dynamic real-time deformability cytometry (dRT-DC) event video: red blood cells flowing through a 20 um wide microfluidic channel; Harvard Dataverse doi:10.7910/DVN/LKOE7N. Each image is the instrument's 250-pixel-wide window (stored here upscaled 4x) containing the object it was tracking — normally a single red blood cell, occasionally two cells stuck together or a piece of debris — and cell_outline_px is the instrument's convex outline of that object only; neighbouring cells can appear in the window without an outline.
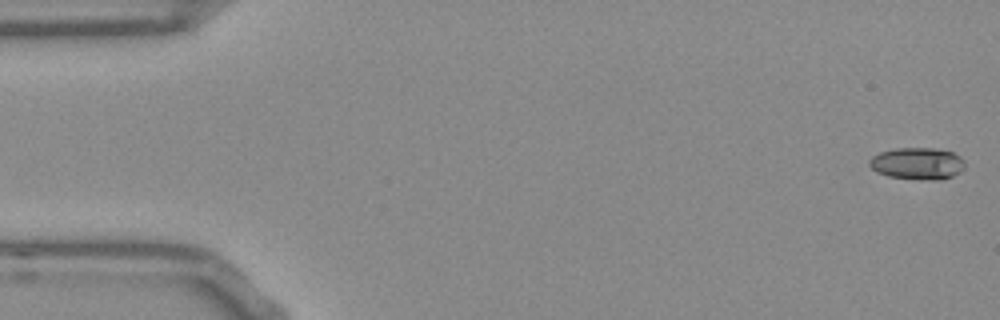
{"species": "Egyptian fruit bat (a non-hibernating species)", "species_latin": "Rousettus aegyptiacus", "temperature_condition": "room temperature", "stored_images_in_passage": 9, "camera_frame_rate_fps": 3000, "um_per_image_px": 0.085, "frame": {"image": 1, "passage_image": 1, "time_ms": 0.0, "image_size_px": [1000, 320], "cell_outline_px": [[964, 168], [960, 172], [952, 176], [940, 180], [936, 180], [888, 176], [876, 172], [868, 164], [868, 160], [872, 156], [880, 152], [896, 148], [936, 148], [952, 152], [960, 156], [964, 160]], "centroid_in_image_um": [77.98, 13.88], "position_along_channel_um": 7.0, "area_um2": 17.74}}